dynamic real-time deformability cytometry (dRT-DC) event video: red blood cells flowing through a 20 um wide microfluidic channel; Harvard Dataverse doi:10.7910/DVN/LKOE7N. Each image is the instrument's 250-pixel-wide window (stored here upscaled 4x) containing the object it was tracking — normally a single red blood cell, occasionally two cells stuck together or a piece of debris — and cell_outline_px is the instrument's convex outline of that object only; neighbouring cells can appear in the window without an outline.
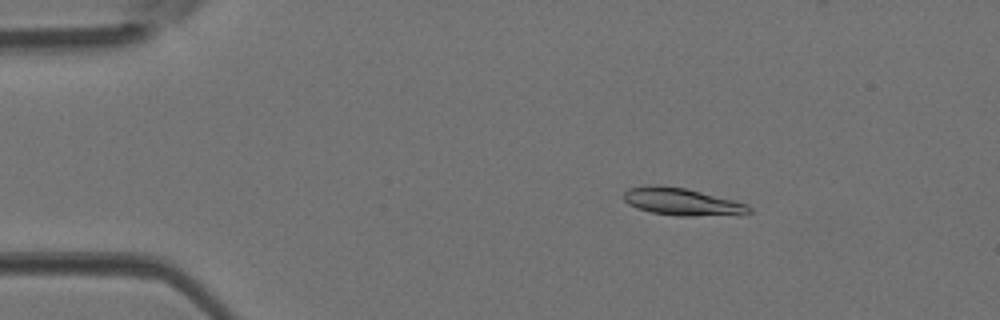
{"species": "Egyptian fruit bat (a non-hibernating species)", "species_latin": "Rousettus aegyptiacus", "temperature_condition": "room temperature", "stored_images_in_passage": 43, "camera_frame_rate_fps": 3000, "um_per_image_px": 0.085, "animal": {"sex": "female"}, "frame": {"image": 1, "passage_image": 7, "time_ms": 2.0, "image_size_px": [1000, 320], "cell_outline_px": [[752, 212], [692, 216], [676, 216], [652, 212], [636, 208], [628, 204], [624, 200], [624, 192], [628, 188], [644, 184], [660, 184], [684, 188], [748, 204], [752, 208]], "centroid_in_image_um": [57.85, 17.12], "position_along_channel_um": 27.1, "area_um2": 19.77}}
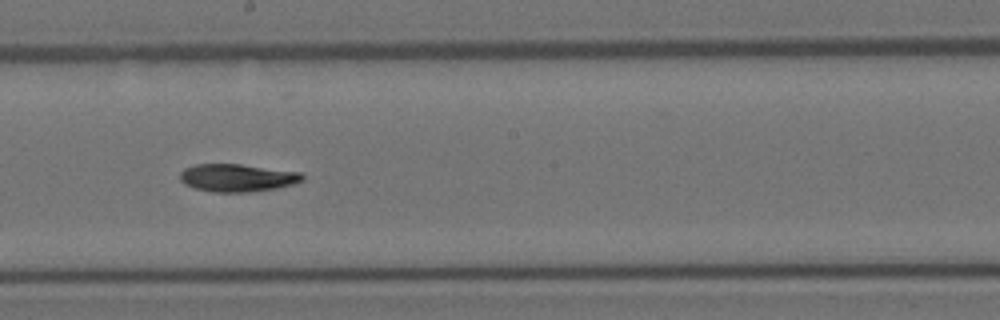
{"frame": {"image": 2, "passage_image": 24, "time_ms": 7.667, "image_size_px": [1000, 320], "cell_outline_px": [[304, 180], [292, 184], [276, 188], [248, 192], [216, 192], [196, 188], [184, 184], [180, 180], [180, 172], [184, 168], [196, 164], [240, 164], [300, 172], [304, 176]], "centroid_in_image_um": [20.16, 15.1], "position_along_channel_um": 228.0, "area_um2": 19.65}}
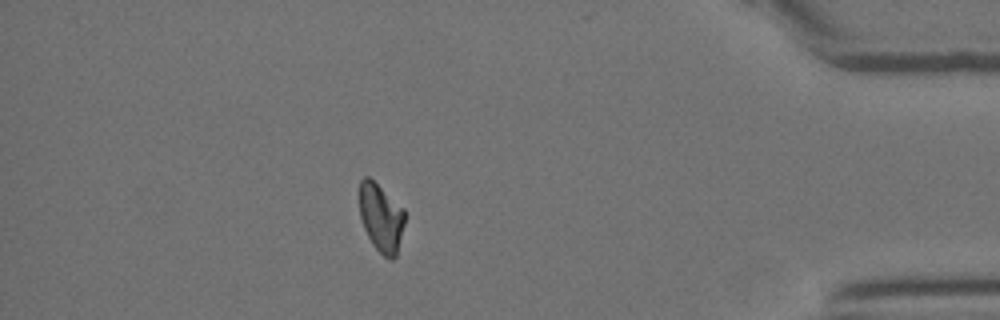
{"frame": {"image": 3, "passage_image": 38, "time_ms": 12.333, "image_size_px": [1000, 320], "cell_outline_px": [[404, 224], [396, 256], [392, 260], [388, 260], [372, 244], [364, 228], [360, 216], [360, 180], [364, 176], [368, 176], [404, 208]], "centroid_in_image_um": [32.39, 18.51], "position_along_channel_um": 402.8, "area_um2": 17.86}}